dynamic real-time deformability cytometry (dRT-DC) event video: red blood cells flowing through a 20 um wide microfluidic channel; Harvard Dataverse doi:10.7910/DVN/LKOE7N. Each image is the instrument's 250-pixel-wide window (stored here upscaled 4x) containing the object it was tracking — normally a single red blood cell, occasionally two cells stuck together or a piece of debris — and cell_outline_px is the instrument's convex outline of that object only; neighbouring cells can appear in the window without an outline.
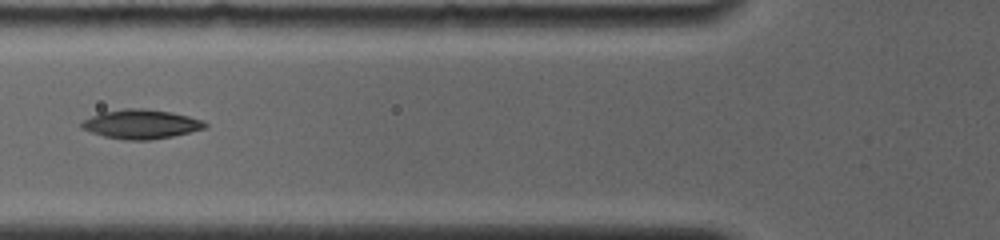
{"species": "common noctule bat (a hibernating species)", "species_latin": "Nyctalus noctula", "temperature_condition": "room temperature", "stored_images_in_passage": 17, "camera_frame_rate_fps": 4000, "um_per_image_px": 0.085, "animal": {"sex": "female", "body_mass_g": 19.0, "forearm_length_mm": 56.7}, "frame": {"image": 1, "passage_image": 6, "time_ms": 5.25, "image_size_px": [1000, 240], "cell_outline_px": [[208, 124], [204, 128], [172, 136], [152, 140], [124, 140], [104, 136], [80, 128], [80, 124], [84, 120], [100, 112], [124, 108], [144, 108], [172, 112], [204, 120]], "centroid_in_image_um": [11.98, 10.54], "position_along_channel_um": 113.8, "area_um2": 21.04}}
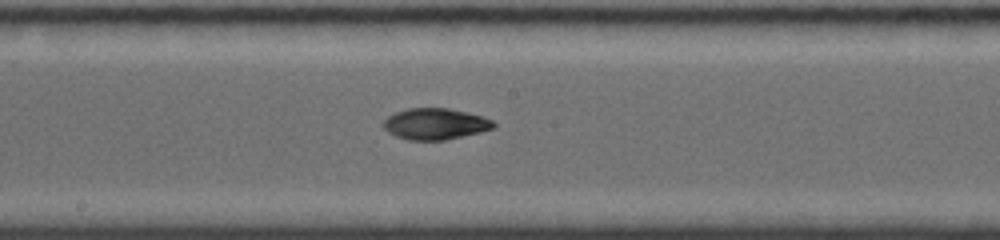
{"frame": {"image": 2, "passage_image": 9, "time_ms": 7.75, "image_size_px": [1000, 240], "cell_outline_px": [[496, 128], [480, 132], [444, 140], [408, 140], [396, 136], [388, 132], [380, 124], [388, 116], [396, 112], [408, 108], [448, 108], [484, 116], [492, 120], [496, 124]], "centroid_in_image_um": [36.99, 10.53], "position_along_channel_um": 211.2, "area_um2": 20.17}}
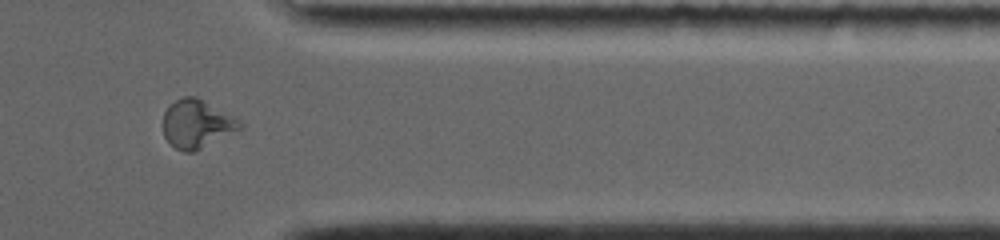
{"frame": {"image": 3, "passage_image": 14, "time_ms": 12.5, "image_size_px": [1000, 240], "cell_outline_px": [[240, 128], [192, 152], [184, 152], [176, 148], [164, 136], [164, 112], [168, 104], [184, 96], [196, 96], [236, 120], [240, 124]], "centroid_in_image_um": [16.62, 10.52], "position_along_channel_um": 394.8, "area_um2": 20.58}}